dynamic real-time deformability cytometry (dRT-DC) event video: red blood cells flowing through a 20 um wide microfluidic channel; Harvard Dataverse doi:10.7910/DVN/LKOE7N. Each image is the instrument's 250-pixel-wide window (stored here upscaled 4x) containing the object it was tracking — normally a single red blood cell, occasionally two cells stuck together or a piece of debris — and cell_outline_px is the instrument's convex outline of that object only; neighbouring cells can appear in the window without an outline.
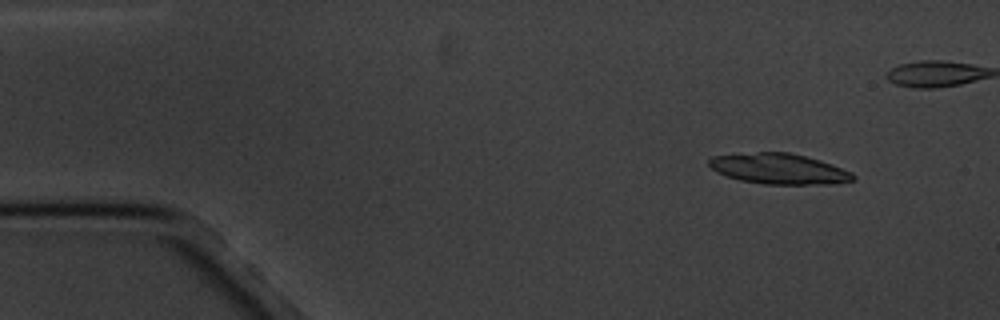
{"species": "common noctule bat (a hibernating species)", "species_latin": "Nyctalus noctula", "temperature_condition": "cold", "stored_images_in_passage": 6, "camera_frame_rate_fps": 3000, "um_per_image_px": 0.085, "animal": {"sex": "male", "body_mass_g": 20.1, "forearm_length_mm": 53.5}, "frame": {"image": 1, "passage_image": 2, "time_ms": 1.0, "image_size_px": [1000, 320], "cell_outline_px": [[856, 180], [828, 184], [764, 184], [740, 180], [716, 172], [708, 164], [708, 160], [712, 156], [760, 152], [788, 152], [820, 160], [832, 164], [852, 172], [856, 176]], "centroid_in_image_um": [66.23, 14.35], "position_along_channel_um": 18.8, "area_um2": 25.55}}